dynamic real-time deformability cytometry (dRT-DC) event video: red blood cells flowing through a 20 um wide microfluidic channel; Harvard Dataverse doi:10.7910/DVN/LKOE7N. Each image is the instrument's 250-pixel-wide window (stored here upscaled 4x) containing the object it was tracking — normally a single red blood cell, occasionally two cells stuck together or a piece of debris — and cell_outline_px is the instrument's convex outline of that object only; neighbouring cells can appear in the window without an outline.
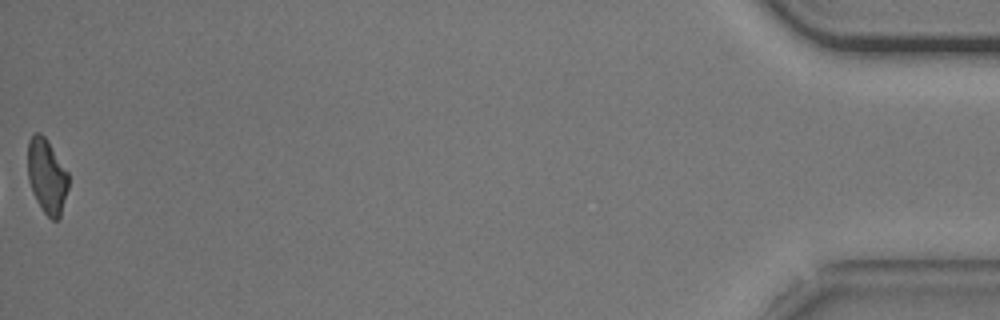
{"species": "common noctule bat (a hibernating species)", "species_latin": "Nyctalus noctula", "temperature_condition": "cold", "stored_images_in_passage": 40, "camera_frame_rate_fps": 3000, "um_per_image_px": 0.085, "animal": {"sex": "male", "body_mass_g": 20.5, "forearm_length_mm": 52.5}, "frame": {"image": 1, "passage_image": 40, "time_ms": 13.0, "image_size_px": [1000, 320], "cell_outline_px": [[68, 188], [60, 216], [56, 220], [52, 220], [44, 212], [36, 200], [32, 192], [28, 180], [28, 140], [36, 132], [40, 132], [48, 140], [68, 172]], "centroid_in_image_um": [3.98, 14.96], "position_along_channel_um": 431.2, "area_um2": 17.69}, "authors_computed_cell_mechanics": {"area_um2": 19.5653, "velocity_mm_per_s": 3.7223, "shape_relaxation_time_tau1_ms": 3.0315, "shape_relaxation_time_tau2_ms": 4.2042, "deformation_change_tau1": 0.1195, "deformation_change_tau2": 0.1168}}